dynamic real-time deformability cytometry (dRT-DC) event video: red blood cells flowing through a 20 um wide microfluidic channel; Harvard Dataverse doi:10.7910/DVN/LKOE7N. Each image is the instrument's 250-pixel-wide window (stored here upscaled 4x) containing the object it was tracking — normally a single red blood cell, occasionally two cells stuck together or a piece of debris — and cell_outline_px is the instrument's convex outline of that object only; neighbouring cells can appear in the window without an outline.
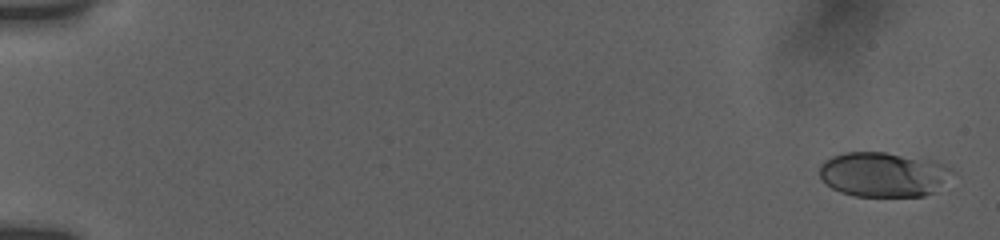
{"species": "human", "species_latin": "Homo sapiens", "temperature_condition": "room temperature", "stored_images_in_passage": 55, "camera_frame_rate_fps": 3000, "um_per_image_px": 0.085, "donor": {"sex": "female"}, "frame": {"image": 1, "passage_image": 2, "time_ms": 0.333, "image_size_px": [1000, 240], "cell_outline_px": [[956, 172], [932, 192], [924, 196], [856, 196], [840, 192], [832, 188], [820, 176], [820, 164], [824, 160], [832, 156], [844, 152], [884, 152], [936, 160], [952, 168]], "centroid_in_image_um": [75.1, 14.81], "position_along_channel_um": 9.9, "area_um2": 34.68}}
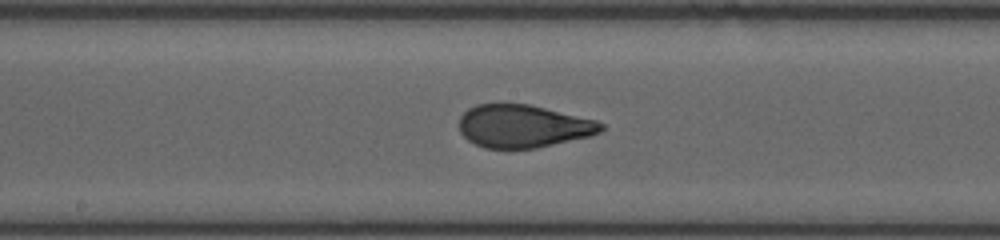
{"frame": {"image": 2, "passage_image": 31, "time_ms": 10.0, "image_size_px": [1000, 240], "cell_outline_px": [[604, 128], [600, 132], [588, 136], [536, 148], [484, 148], [468, 140], [460, 132], [460, 116], [468, 108], [476, 104], [528, 104], [596, 120], [604, 124]], "centroid_in_image_um": [44.45, 10.72], "position_along_channel_um": 203.8, "area_um2": 35.08}}
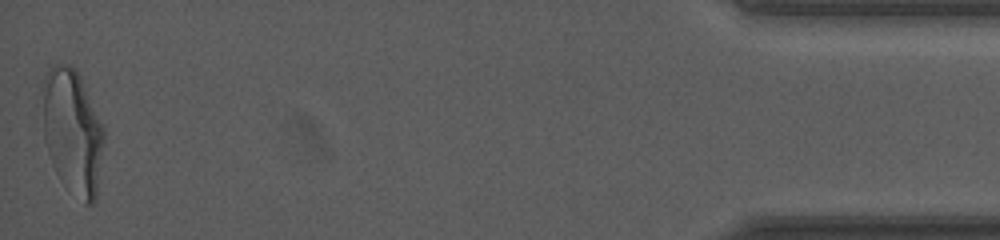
{"frame": {"image": 3, "passage_image": 55, "time_ms": 18.0, "image_size_px": [1000, 240], "cell_outline_px": [[104, 140], [96, 196], [92, 204], [84, 204], [52, 160], [48, 152], [44, 140], [44, 80], [52, 64], [68, 64], [80, 76], [104, 128]], "centroid_in_image_um": [6.2, 11.11], "position_along_channel_um": 429.0, "area_um2": 42.77}, "authors_computed_cell_mechanics": {"area_um2": 35.836, "velocity_mm_per_s": 3.8391, "shape_relaxation_time_tau1_ms": 6.8606, "shape_relaxation_time_tau2_ms": null, "deformation_change_tau1": 0.2505, "deformation_change_tau2": null}}